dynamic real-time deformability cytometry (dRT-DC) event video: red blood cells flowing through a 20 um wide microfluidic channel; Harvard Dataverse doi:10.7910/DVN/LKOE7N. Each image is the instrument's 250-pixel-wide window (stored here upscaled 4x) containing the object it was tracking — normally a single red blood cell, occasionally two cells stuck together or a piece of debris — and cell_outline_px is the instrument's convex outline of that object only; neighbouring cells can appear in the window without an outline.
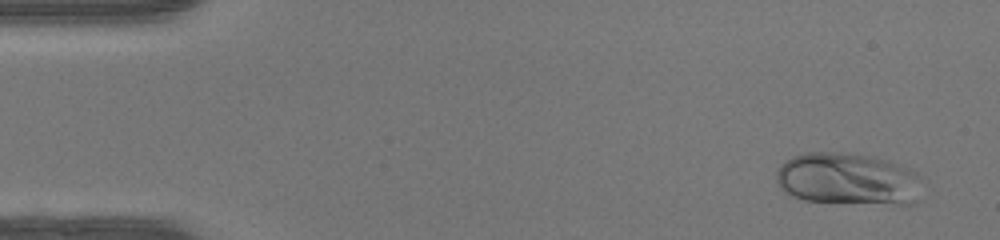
{"species": "human", "species_latin": "Homo sapiens", "temperature_condition": "warm", "stored_images_in_passage": 48, "camera_frame_rate_fps": 3000, "um_per_image_px": 0.085, "donor": {"sex": "female"}, "frame": {"image": 1, "passage_image": 3, "time_ms": 0.667, "image_size_px": [1000, 240], "cell_outline_px": [[924, 180], [916, 204], [896, 204], [804, 200], [792, 196], [784, 192], [776, 184], [776, 172], [780, 164], [784, 160], [792, 156], [808, 152], [832, 152], [872, 156], [888, 160], [908, 168], [916, 172]], "centroid_in_image_um": [72.08, 15.21], "position_along_channel_um": 12.9, "area_um2": 44.8}}
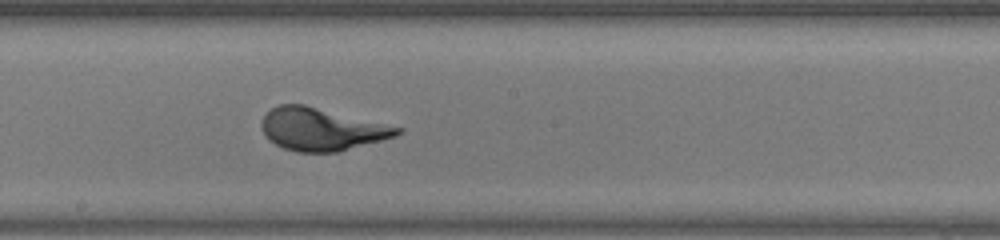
{"frame": {"image": 2, "passage_image": 26, "time_ms": 8.333, "image_size_px": [1000, 240], "cell_outline_px": [[404, 128], [396, 136], [340, 152], [296, 152], [284, 148], [268, 140], [260, 124], [260, 120], [272, 108], [280, 104], [304, 104]], "centroid_in_image_um": [27.32, 10.99], "position_along_channel_um": 220.9, "area_um2": 33.64}}
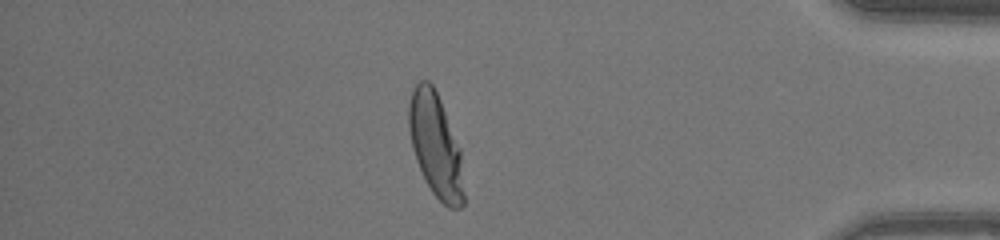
{"frame": {"image": 3, "passage_image": 41, "time_ms": 13.333, "image_size_px": [1000, 240], "cell_outline_px": [[464, 204], [460, 208], [448, 208], [432, 192], [416, 160], [412, 148], [408, 128], [408, 104], [412, 88], [420, 80], [428, 80], [432, 84], [440, 100], [460, 148], [464, 192]], "centroid_in_image_um": [37.01, 12.33], "position_along_channel_um": 398.2, "area_um2": 33.12}}